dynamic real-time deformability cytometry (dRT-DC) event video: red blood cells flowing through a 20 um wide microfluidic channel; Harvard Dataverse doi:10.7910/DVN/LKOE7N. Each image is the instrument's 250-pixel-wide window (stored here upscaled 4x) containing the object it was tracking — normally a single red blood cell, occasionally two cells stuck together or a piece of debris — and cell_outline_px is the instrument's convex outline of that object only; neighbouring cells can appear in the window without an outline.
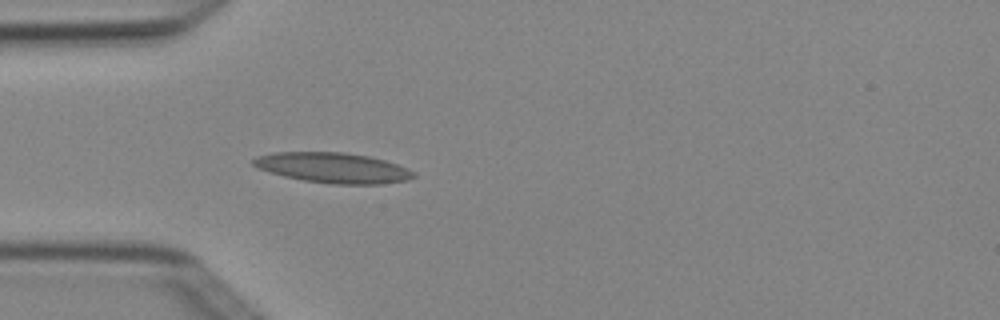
{"species": "Egyptian fruit bat (a non-hibernating species)", "species_latin": "Rousettus aegyptiacus", "temperature_condition": "cold", "stored_images_in_passage": 4, "camera_frame_rate_fps": 3000, "um_per_image_px": 0.085, "animal": {"sex": "female"}, "frame": {"image": 1, "passage_image": 4, "time_ms": 1.0, "image_size_px": [1000, 320], "cell_outline_px": [[416, 176], [408, 180], [380, 184], [332, 184], [304, 180], [284, 176], [256, 168], [252, 164], [252, 160], [256, 156], [272, 152], [344, 152], [368, 156], [384, 160], [408, 168], [416, 172]], "centroid_in_image_um": [28.3, 14.26], "position_along_channel_um": 56.7, "area_um2": 28.38}}